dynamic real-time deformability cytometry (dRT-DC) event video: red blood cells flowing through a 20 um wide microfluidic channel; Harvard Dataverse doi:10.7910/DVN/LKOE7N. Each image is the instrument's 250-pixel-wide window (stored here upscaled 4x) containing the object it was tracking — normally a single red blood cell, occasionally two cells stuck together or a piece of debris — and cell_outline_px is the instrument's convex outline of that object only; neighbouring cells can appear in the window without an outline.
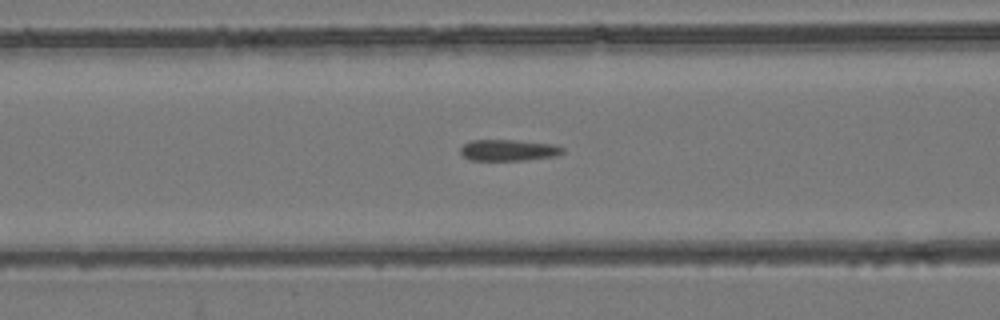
{"species": "common noctule bat (a hibernating species)", "species_latin": "Nyctalus noctula", "temperature_condition": "room temperature", "stored_images_in_passage": 45, "camera_frame_rate_fps": 3000, "um_per_image_px": 0.085, "animal": {"sex": "female", "body_mass_g": 24.6, "forearm_length_mm": 56.2}, "frame": {"image": 1, "passage_image": 18, "time_ms": 5.667, "image_size_px": [1000, 320], "cell_outline_px": [[564, 152], [556, 156], [524, 160], [468, 160], [460, 152], [460, 148], [464, 144], [472, 140], [516, 140], [552, 144], [564, 148]], "centroid_in_image_um": [43.21, 12.76], "position_along_channel_um": 123.4, "area_um2": 12.66}}
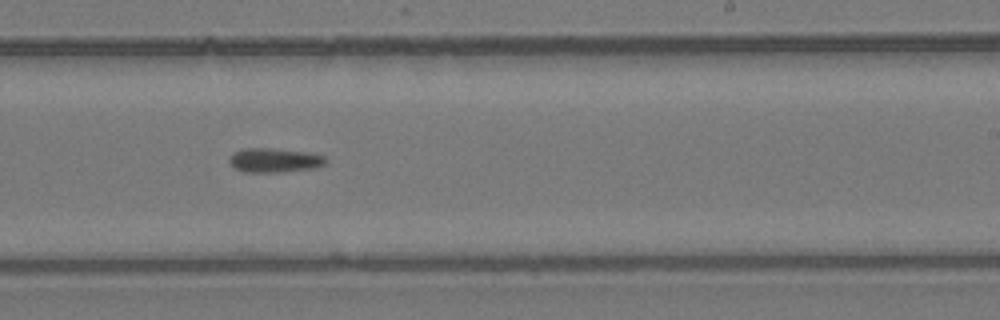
{"frame": {"image": 2, "passage_image": 29, "time_ms": 9.333, "image_size_px": [1000, 320], "cell_outline_px": [[328, 160], [324, 164], [316, 168], [280, 172], [244, 172], [236, 168], [228, 160], [228, 156], [232, 152], [244, 148], [272, 148], [308, 152], [324, 156]], "centroid_in_image_um": [23.32, 13.61], "position_along_channel_um": 265.7, "area_um2": 13.76}}
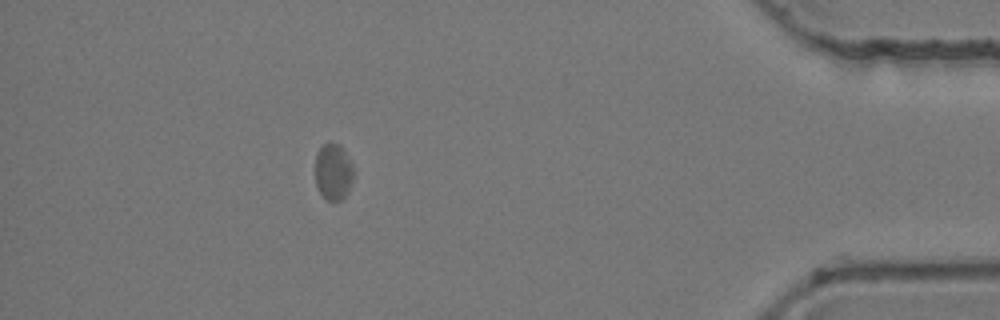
{"frame": {"image": 3, "passage_image": 44, "time_ms": 14.333, "image_size_px": [1000, 320], "cell_outline_px": [[356, 172], [348, 192], [340, 200], [332, 204], [320, 192], [316, 184], [316, 152], [324, 144], [340, 144], [344, 148]], "centroid_in_image_um": [28.37, 14.62], "position_along_channel_um": 406.8, "area_um2": 12.83}}